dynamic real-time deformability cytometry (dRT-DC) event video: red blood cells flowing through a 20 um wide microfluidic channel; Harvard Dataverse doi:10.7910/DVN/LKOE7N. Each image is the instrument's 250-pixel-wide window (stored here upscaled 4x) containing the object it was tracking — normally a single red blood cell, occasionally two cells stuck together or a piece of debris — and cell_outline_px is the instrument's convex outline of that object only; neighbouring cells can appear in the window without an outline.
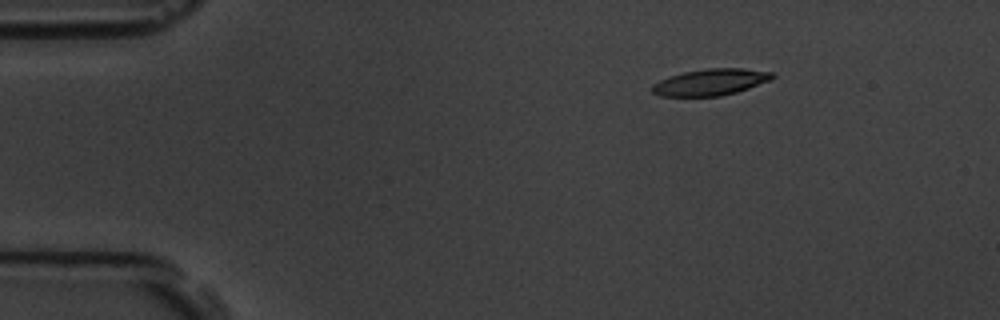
{"species": "common noctule bat (a hibernating species)", "species_latin": "Nyctalus noctula", "temperature_condition": "room temperature", "stored_images_in_passage": 4, "camera_frame_rate_fps": 3000, "um_per_image_px": 0.085, "animal": {"sex": "male", "body_mass_g": 19.5, "forearm_length_mm": 54.6}, "frame": {"image": 1, "passage_image": 2, "time_ms": 2.333, "image_size_px": [1000, 320], "cell_outline_px": [[776, 76], [768, 80], [748, 88], [736, 92], [720, 96], [660, 96], [652, 92], [652, 84], [668, 76], [684, 72], [708, 68], [744, 68], [772, 72]], "centroid_in_image_um": [60.37, 6.97], "position_along_channel_um": 24.6, "area_um2": 18.44}}